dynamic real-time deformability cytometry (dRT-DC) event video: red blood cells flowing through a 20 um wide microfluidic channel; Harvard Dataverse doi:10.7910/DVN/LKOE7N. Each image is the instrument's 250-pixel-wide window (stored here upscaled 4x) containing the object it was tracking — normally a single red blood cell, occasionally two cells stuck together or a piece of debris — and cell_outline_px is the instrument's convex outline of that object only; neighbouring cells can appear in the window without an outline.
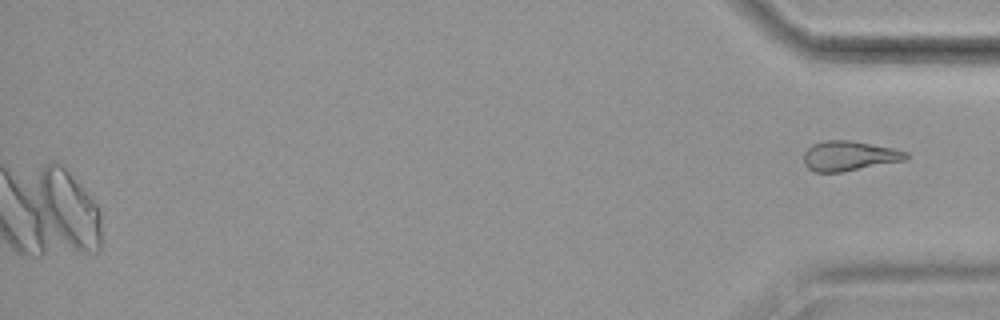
{"species": "common noctule bat (a hibernating species)", "species_latin": "Nyctalus noctula", "temperature_condition": "cold", "stored_images_in_passage": 14, "segment_of_instrument_passage": [2, 2], "camera_frame_rate_fps": 3000, "um_per_image_px": 0.085, "animal": {"sex": "female", "body_mass_g": 19.9}, "frame": {"image": 1, "passage_image": 14, "time_ms": 16.667, "image_size_px": [1000, 320], "cell_outline_px": [[908, 156], [904, 160], [844, 172], [816, 172], [808, 168], [804, 164], [804, 152], [812, 144], [824, 140], [852, 140], [892, 148], [908, 152]], "centroid_in_image_um": [72.15, 13.25], "position_along_channel_um": 363.0, "area_um2": 17.8}}